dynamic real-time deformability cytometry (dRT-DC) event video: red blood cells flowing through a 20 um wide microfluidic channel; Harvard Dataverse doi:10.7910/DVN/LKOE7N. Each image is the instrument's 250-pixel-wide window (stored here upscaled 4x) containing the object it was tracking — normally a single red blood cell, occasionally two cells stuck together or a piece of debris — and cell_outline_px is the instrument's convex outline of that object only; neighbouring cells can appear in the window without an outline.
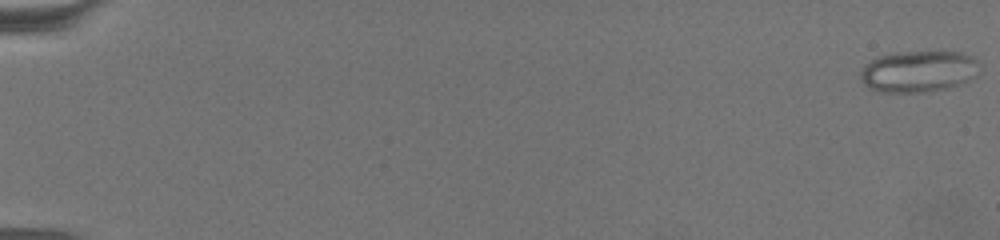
{"species": "common noctule bat (a hibernating species)", "species_latin": "Nyctalus noctula", "temperature_condition": "warm", "stored_images_in_passage": 71, "camera_frame_rate_fps": 3000, "um_per_image_px": 0.085, "animal": {"sex": "female", "body_mass_g": 19.5, "forearm_length_mm": 54.1}, "frame": {"image": 1, "passage_image": 1, "time_ms": 0.0, "image_size_px": [1000, 240], "cell_outline_px": [[980, 64], [976, 76], [960, 84], [948, 88], [928, 92], [880, 92], [868, 88], [860, 80], [860, 72], [864, 64], [880, 56], [892, 52], [960, 52], [972, 56]], "centroid_in_image_um": [78.05, 6.07], "position_along_channel_um": 6.9, "area_um2": 29.02}}
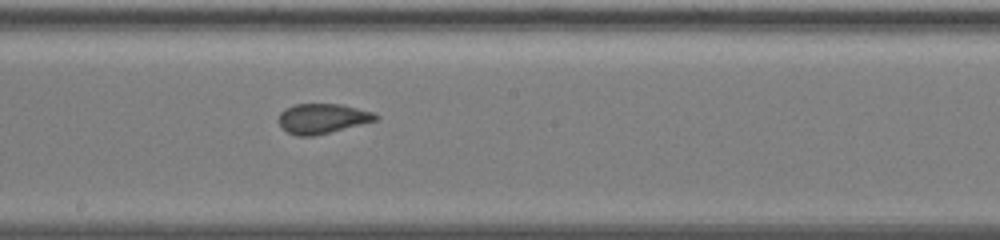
{"frame": {"image": 2, "passage_image": 42, "time_ms": 13.667, "image_size_px": [1000, 240], "cell_outline_px": [[380, 116], [376, 120], [312, 136], [296, 136], [280, 128], [280, 112], [296, 104], [340, 104], [376, 112]], "centroid_in_image_um": [27.42, 10.07], "position_along_channel_um": 220.8, "area_um2": 16.65}}
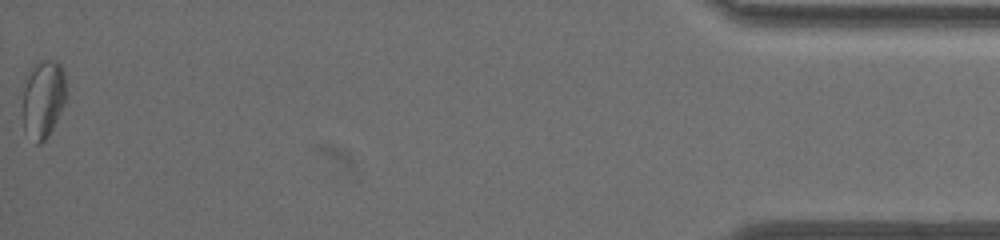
{"frame": {"image": 3, "passage_image": 71, "time_ms": 23.333, "image_size_px": [1000, 240], "cell_outline_px": [[68, 96], [48, 136], [40, 144], [36, 144], [24, 132], [24, 88], [28, 76], [32, 68], [36, 64], [44, 60], [56, 60], [60, 64], [64, 72], [68, 92]], "centroid_in_image_um": [3.72, 8.42], "position_along_channel_um": 431.5, "area_um2": 19.71}, "authors_computed_cell_mechanics": {"area_um2": 17.9758, "velocity_mm_per_s": 3.0738, "shape_relaxation_time_tau1_ms": null, "shape_relaxation_time_tau2_ms": 1.2975, "deformation_change_tau1": null, "deformation_change_tau2": 0.0669}}